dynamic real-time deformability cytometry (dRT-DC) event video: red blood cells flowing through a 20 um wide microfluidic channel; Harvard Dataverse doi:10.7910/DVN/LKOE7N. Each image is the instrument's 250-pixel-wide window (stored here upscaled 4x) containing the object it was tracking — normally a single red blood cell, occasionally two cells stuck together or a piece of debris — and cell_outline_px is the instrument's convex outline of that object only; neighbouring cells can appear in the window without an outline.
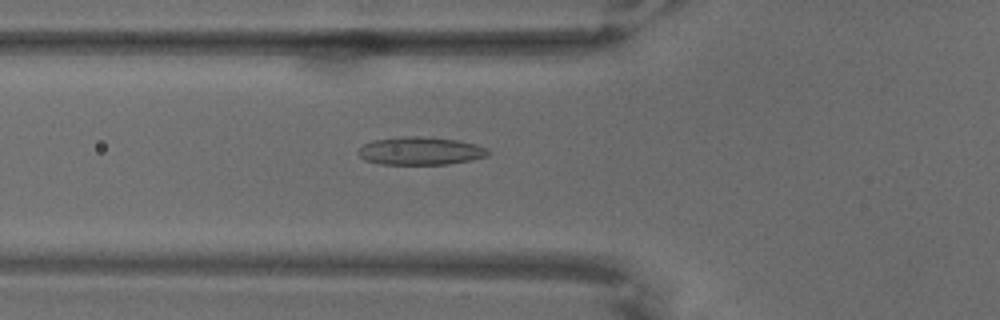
{"species": "common noctule bat (a hibernating species)", "species_latin": "Nyctalus noctula", "temperature_condition": "warm", "stored_images_in_passage": 62, "camera_frame_rate_fps": 3000, "um_per_image_px": 0.085, "animal": {"sex": "male", "body_mass_g": 18.8}, "frame": {"image": 1, "passage_image": 20, "time_ms": 6.333, "image_size_px": [1000, 320], "cell_outline_px": [[488, 156], [472, 160], [448, 164], [380, 164], [364, 160], [356, 152], [364, 144], [372, 140], [404, 136], [416, 136], [460, 140], [476, 144], [488, 148]], "centroid_in_image_um": [35.74, 12.83], "position_along_channel_um": 90.1, "area_um2": 21.27}}
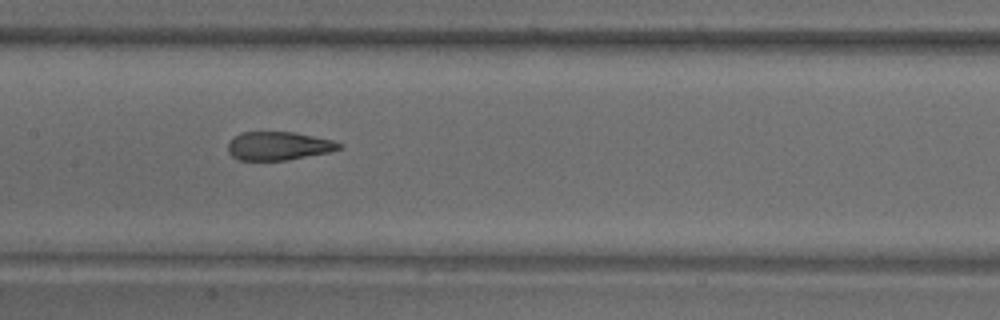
{"frame": {"image": 2, "passage_image": 29, "time_ms": 9.333, "image_size_px": [1000, 320], "cell_outline_px": [[344, 148], [328, 152], [288, 160], [240, 160], [232, 156], [228, 152], [228, 140], [240, 132], [296, 132], [332, 140], [344, 144]], "centroid_in_image_um": [23.68, 12.39], "position_along_channel_um": 183.7, "area_um2": 18.61}}
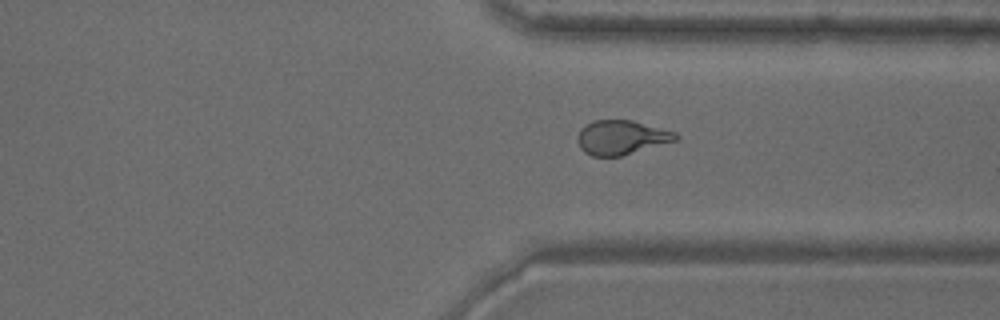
{"frame": {"image": 3, "passage_image": 46, "time_ms": 15.0, "image_size_px": [1000, 320], "cell_outline_px": [[680, 136], [676, 140], [620, 156], [592, 156], [584, 152], [580, 148], [576, 140], [576, 136], [580, 128], [592, 120], [632, 120], [676, 132]], "centroid_in_image_um": [52.77, 11.67], "position_along_channel_um": 358.6, "area_um2": 19.65}}